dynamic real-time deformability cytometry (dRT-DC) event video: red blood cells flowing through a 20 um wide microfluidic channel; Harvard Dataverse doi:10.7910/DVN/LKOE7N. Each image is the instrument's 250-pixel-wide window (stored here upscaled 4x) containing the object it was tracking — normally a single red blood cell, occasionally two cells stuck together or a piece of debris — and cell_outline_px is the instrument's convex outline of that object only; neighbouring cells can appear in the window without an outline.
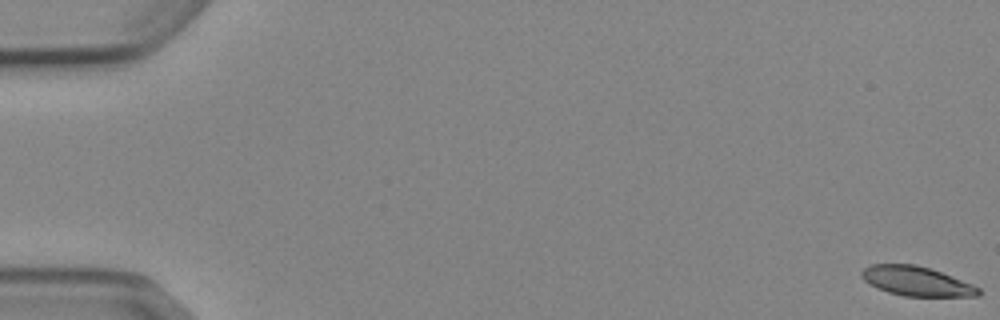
{"species": "Egyptian fruit bat (a non-hibernating species)", "species_latin": "Rousettus aegyptiacus", "temperature_condition": "cold", "stored_images_in_passage": 54, "camera_frame_rate_fps": 3000, "um_per_image_px": 0.085, "animal": {"sex": "female"}, "frame": {"image": 1, "passage_image": 1, "time_ms": 0.0, "image_size_px": [1000, 320], "cell_outline_px": [[980, 296], [904, 296], [888, 292], [876, 288], [864, 280], [860, 276], [860, 272], [868, 264], [916, 264], [940, 272], [972, 284], [980, 288]], "centroid_in_image_um": [77.86, 23.9], "position_along_channel_um": 7.1, "area_um2": 20.0}}
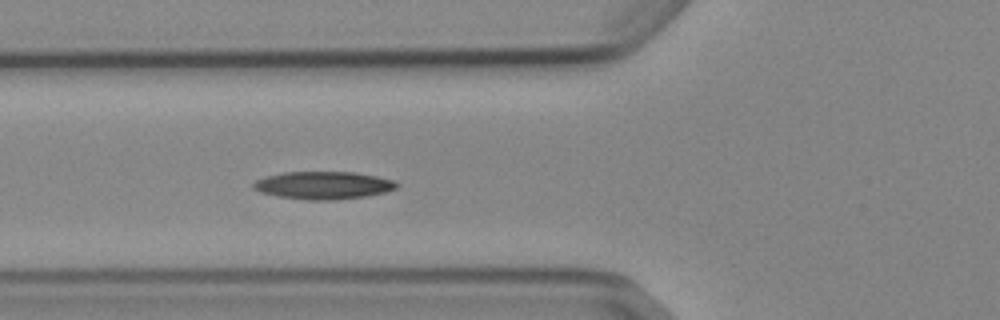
{"frame": {"image": 2, "passage_image": 21, "time_ms": 6.667, "image_size_px": [1000, 320], "cell_outline_px": [[400, 184], [396, 188], [384, 192], [368, 196], [332, 200], [304, 200], [280, 196], [260, 192], [252, 188], [252, 184], [256, 180], [264, 176], [284, 172], [356, 172], [376, 176], [392, 180]], "centroid_in_image_um": [27.47, 15.75], "position_along_channel_um": 98.3, "area_um2": 23.18}}
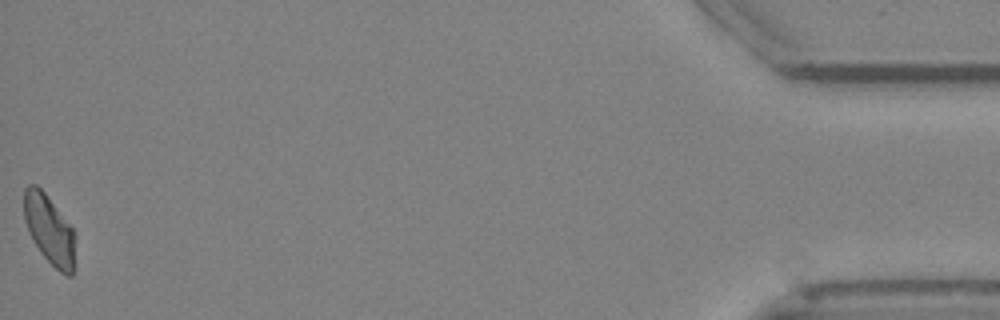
{"frame": {"image": 3, "passage_image": 54, "time_ms": 17.667, "image_size_px": [1000, 320], "cell_outline_px": [[72, 276], [68, 276], [60, 272], [40, 252], [32, 240], [28, 232], [24, 220], [24, 188], [28, 184], [36, 184], [44, 192], [72, 228]], "centroid_in_image_um": [4.11, 19.46], "position_along_channel_um": 431.1, "area_um2": 19.88}, "authors_computed_cell_mechanics": {"area_um2": 21.6172, "velocity_mm_per_s": 3.8622, "shape_relaxation_time_tau1_ms": 8.2097, "shape_relaxation_time_tau2_ms": 9.9464, "deformation_change_tau1": 0.1696, "deformation_change_tau2": 0.1819}}